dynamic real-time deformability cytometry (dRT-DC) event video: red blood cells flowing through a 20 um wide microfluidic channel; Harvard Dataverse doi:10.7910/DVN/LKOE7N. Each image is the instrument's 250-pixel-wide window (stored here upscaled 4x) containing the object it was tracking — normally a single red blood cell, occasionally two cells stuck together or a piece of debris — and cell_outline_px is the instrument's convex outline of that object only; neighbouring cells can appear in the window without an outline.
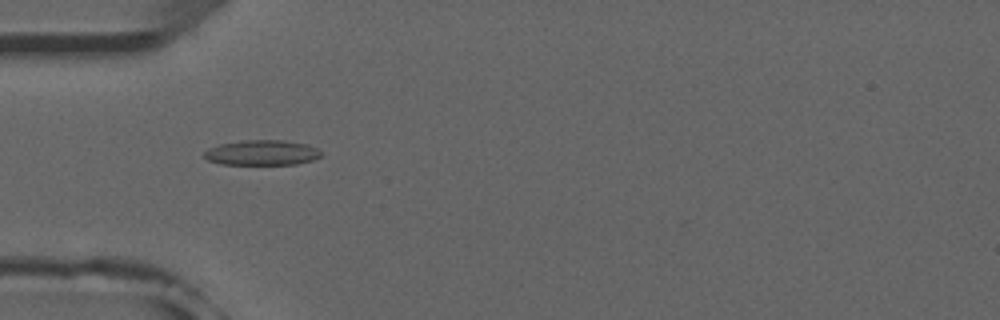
{"species": "common noctule bat (a hibernating species)", "species_latin": "Nyctalus noctula", "temperature_condition": "room temperature", "stored_images_in_passage": 52, "camera_frame_rate_fps": 3000, "um_per_image_px": 0.085, "animal": {"sex": "male", "forearm_length_mm": 52.5}, "frame": {"image": 1, "passage_image": 16, "time_ms": 5.0, "image_size_px": [1000, 320], "cell_outline_px": [[324, 156], [312, 160], [296, 164], [220, 164], [208, 160], [204, 156], [204, 152], [208, 148], [220, 144], [244, 140], [280, 140], [308, 144], [316, 148]], "centroid_in_image_um": [22.27, 12.98], "position_along_channel_um": 62.7, "area_um2": 17.11}}
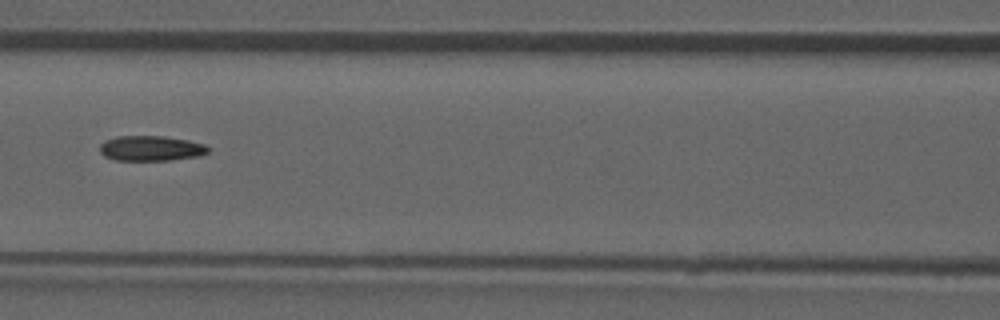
{"frame": {"image": 2, "passage_image": 23, "time_ms": 7.333, "image_size_px": [1000, 320], "cell_outline_px": [[208, 152], [200, 156], [168, 160], [116, 160], [104, 156], [100, 152], [100, 144], [104, 140], [116, 136], [164, 136], [188, 140], [204, 144], [208, 148]], "centroid_in_image_um": [12.8, 12.6], "position_along_channel_um": 153.8, "area_um2": 15.9}}
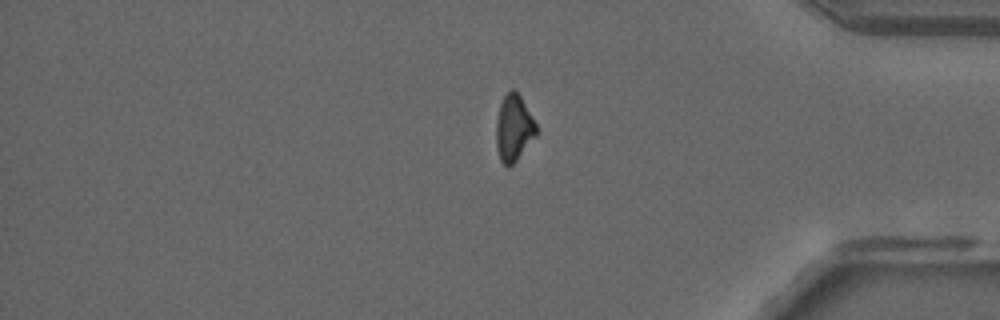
{"frame": {"image": 3, "passage_image": 43, "time_ms": 14.0, "image_size_px": [1000, 320], "cell_outline_px": [[536, 136], [516, 160], [508, 168], [500, 160], [496, 148], [496, 120], [500, 104], [508, 88], [516, 88], [536, 124]], "centroid_in_image_um": [43.65, 10.85], "position_along_channel_um": 391.6, "area_um2": 15.61}, "authors_computed_cell_mechanics": {"area_um2": 16.3285, "velocity_mm_per_s": 3.9338, "shape_relaxation_time_tau1_ms": null, "shape_relaxation_time_tau2_ms": 9.2719, "deformation_change_tau1": null, "deformation_change_tau2": 0.1651}}